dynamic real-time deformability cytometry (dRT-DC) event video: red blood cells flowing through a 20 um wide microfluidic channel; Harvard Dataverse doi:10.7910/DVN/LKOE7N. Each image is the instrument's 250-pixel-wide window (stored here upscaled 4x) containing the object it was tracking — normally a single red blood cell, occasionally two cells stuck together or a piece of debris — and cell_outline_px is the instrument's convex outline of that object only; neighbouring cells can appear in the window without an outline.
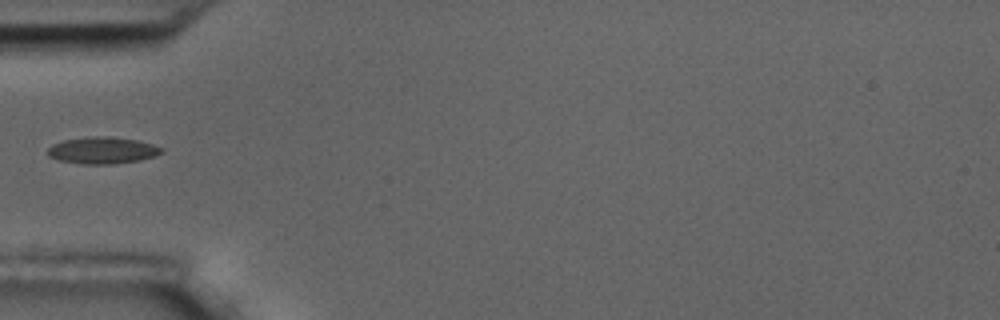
{"species": "common noctule bat (a hibernating species)", "species_latin": "Nyctalus noctula", "temperature_condition": "room temperature", "stored_images_in_passage": 5, "segment_of_instrument_passage": [2, 2], "camera_frame_rate_fps": 3000, "um_per_image_px": 0.085, "animal": {"sex": "male", "body_mass_g": 17.5, "forearm_length_mm": 52.3}, "frame": {"image": 1, "passage_image": 5, "time_ms": 5.333, "image_size_px": [1000, 320], "cell_outline_px": [[164, 152], [156, 156], [140, 160], [112, 164], [80, 164], [60, 160], [48, 156], [48, 148], [52, 144], [64, 140], [96, 136], [112, 136], [136, 140], [152, 144], [164, 148]], "centroid_in_image_um": [8.74, 12.78], "position_along_channel_um": 76.3, "area_um2": 17.8}}